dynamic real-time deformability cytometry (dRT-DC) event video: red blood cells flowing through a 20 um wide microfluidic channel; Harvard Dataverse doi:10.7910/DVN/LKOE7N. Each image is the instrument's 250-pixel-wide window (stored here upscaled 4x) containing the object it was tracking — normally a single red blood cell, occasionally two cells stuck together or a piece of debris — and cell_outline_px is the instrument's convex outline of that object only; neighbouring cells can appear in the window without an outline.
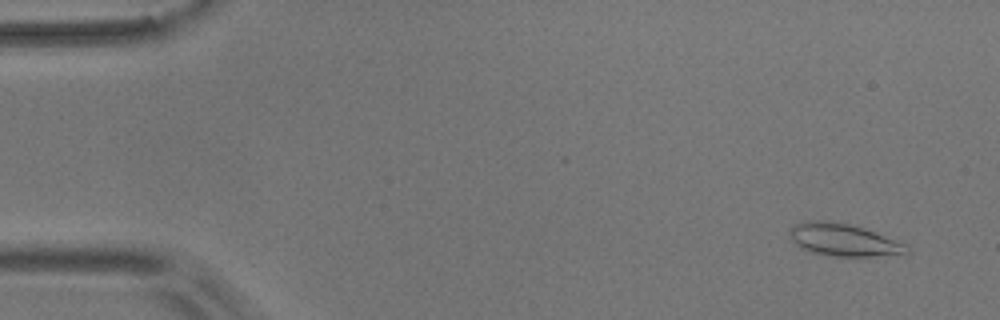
{"species": "common noctule bat (a hibernating species)", "species_latin": "Nyctalus noctula", "temperature_condition": "room temperature", "stored_images_in_passage": 56, "camera_frame_rate_fps": 3000, "um_per_image_px": 0.085, "animal": {"sex": "male", "body_mass_g": 17.9}, "frame": {"image": 1, "passage_image": 4, "time_ms": 1.0, "image_size_px": [1000, 320], "cell_outline_px": [[908, 252], [872, 256], [832, 256], [812, 252], [800, 248], [792, 240], [788, 232], [788, 228], [796, 224], [808, 220], [824, 220], [848, 224], [864, 228], [908, 244]], "centroid_in_image_um": [71.65, 20.38], "position_along_channel_um": 13.4, "area_um2": 21.96}}
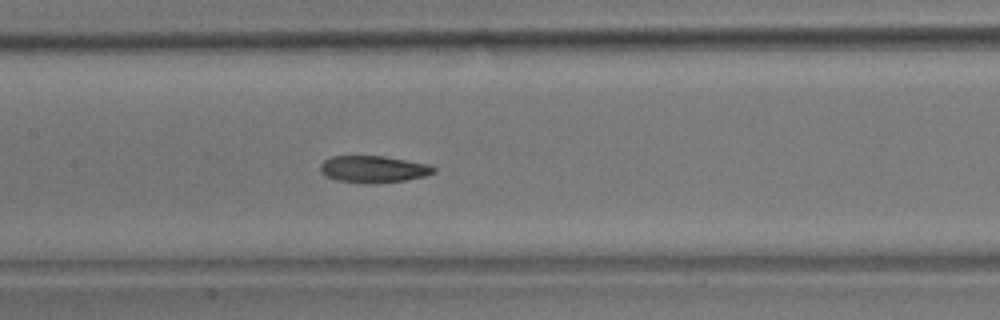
{"frame": {"image": 2, "passage_image": 27, "time_ms": 8.667, "image_size_px": [1000, 320], "cell_outline_px": [[436, 172], [424, 176], [404, 180], [368, 184], [364, 184], [336, 180], [328, 176], [320, 168], [320, 164], [324, 160], [332, 156], [384, 156], [428, 164], [436, 168]], "centroid_in_image_um": [31.75, 14.38], "position_along_channel_um": 175.6, "area_um2": 17.63}}
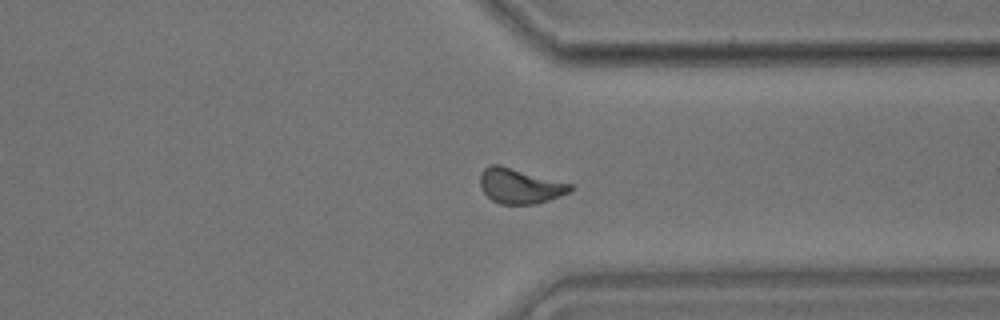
{"frame": {"image": 3, "passage_image": 43, "time_ms": 14.0, "image_size_px": [1000, 320], "cell_outline_px": [[572, 188], [568, 192], [560, 196], [536, 204], [500, 204], [492, 200], [484, 192], [480, 184], [480, 172], [488, 164], [500, 164], [572, 184]], "centroid_in_image_um": [44.15, 15.79], "position_along_channel_um": 367.2, "area_um2": 18.44}, "authors_computed_cell_mechanics": {"area_um2": 18.4093, "velocity_mm_per_s": 3.6076, "shape_relaxation_time_tau1_ms": 4.4077, "shape_relaxation_time_tau2_ms": 2.3222, "deformation_change_tau1": 0.1292, "deformation_change_tau2": 0.0777}}